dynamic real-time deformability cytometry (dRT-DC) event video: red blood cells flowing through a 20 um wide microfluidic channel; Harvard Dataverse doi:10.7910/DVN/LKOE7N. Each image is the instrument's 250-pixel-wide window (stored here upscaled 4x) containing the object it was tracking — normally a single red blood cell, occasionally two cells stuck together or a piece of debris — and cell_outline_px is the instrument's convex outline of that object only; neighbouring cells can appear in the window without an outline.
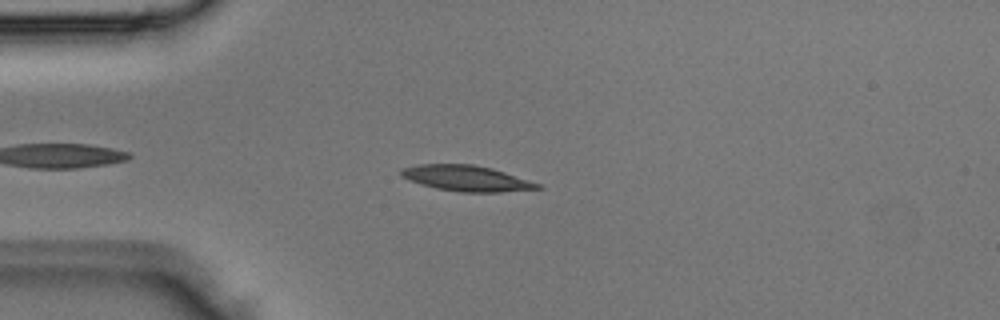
{"species": "Egyptian fruit bat (a non-hibernating species)", "species_latin": "Rousettus aegyptiacus", "temperature_condition": "room temperature", "stored_images_in_passage": 3, "camera_frame_rate_fps": 3000, "um_per_image_px": 0.085, "animal": {"sex": "male"}, "frame": {"image": 1, "passage_image": 2, "time_ms": 0.333, "image_size_px": [1000, 320], "cell_outline_px": [[544, 188], [500, 192], [460, 192], [436, 188], [400, 176], [400, 168], [416, 164], [472, 164], [492, 168], [540, 184]], "centroid_in_image_um": [39.64, 15.15], "position_along_channel_um": 45.4, "area_um2": 20.23}}
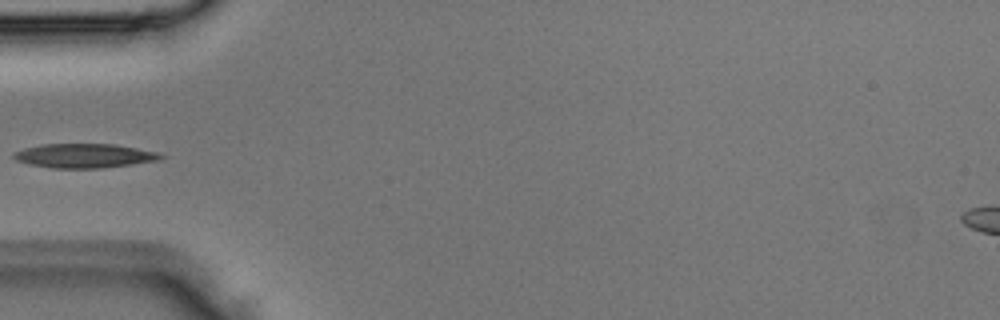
{"frame": {"image": 2, "passage_image": 3, "time_ms": 0.667, "image_size_px": [1000, 320], "cell_outline_px": [[164, 156], [160, 160], [132, 164], [100, 168], [52, 168], [28, 164], [16, 160], [12, 156], [12, 152], [24, 148], [44, 144], [116, 144], [160, 152]], "centroid_in_image_um": [7.17, 13.23], "position_along_channel_um": 77.8, "area_um2": 20.87}}